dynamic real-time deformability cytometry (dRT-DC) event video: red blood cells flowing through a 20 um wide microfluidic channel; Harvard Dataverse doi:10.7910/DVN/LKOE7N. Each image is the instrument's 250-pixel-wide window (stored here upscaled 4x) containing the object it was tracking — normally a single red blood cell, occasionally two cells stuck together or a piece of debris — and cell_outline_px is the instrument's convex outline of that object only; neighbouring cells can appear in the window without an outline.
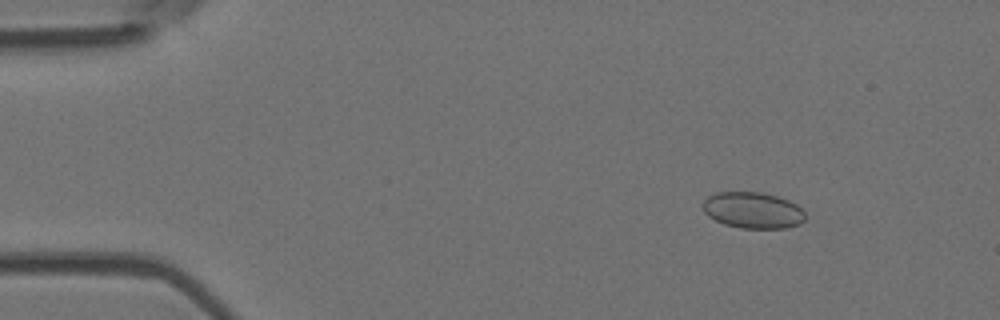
{"species": "Egyptian fruit bat (a non-hibernating species)", "species_latin": "Rousettus aegyptiacus", "temperature_condition": "room temperature", "stored_images_in_passage": 4, "camera_frame_rate_fps": 3000, "um_per_image_px": 0.085, "animal": {"sex": "female"}, "frame": {"image": 1, "passage_image": 2, "time_ms": 0.333, "image_size_px": [1000, 320], "cell_outline_px": [[804, 220], [800, 224], [784, 228], [740, 228], [724, 224], [708, 216], [704, 212], [704, 200], [708, 196], [716, 192], [764, 192], [788, 200], [796, 204], [804, 212]], "centroid_in_image_um": [63.99, 17.87], "position_along_channel_um": 21.0, "area_um2": 21.56}}